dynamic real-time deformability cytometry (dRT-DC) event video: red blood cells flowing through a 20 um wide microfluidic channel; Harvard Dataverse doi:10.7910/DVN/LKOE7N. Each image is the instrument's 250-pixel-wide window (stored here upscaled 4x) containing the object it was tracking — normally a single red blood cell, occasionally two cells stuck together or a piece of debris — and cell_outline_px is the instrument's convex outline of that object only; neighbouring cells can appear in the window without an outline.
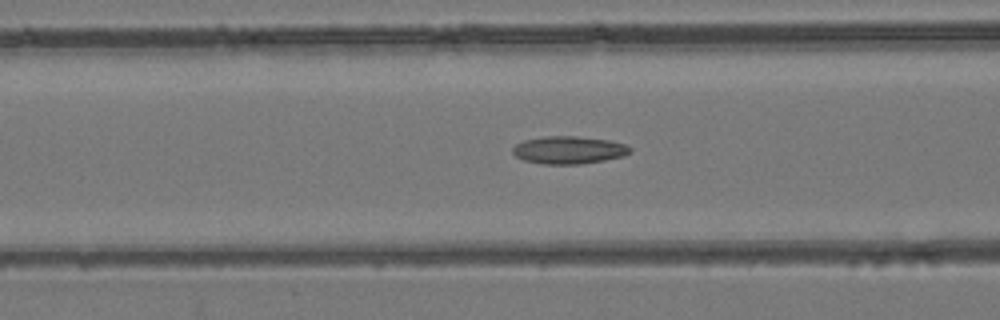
{"species": "common noctule bat (a hibernating species)", "species_latin": "Nyctalus noctula", "temperature_condition": "room temperature", "stored_images_in_passage": 54, "camera_frame_rate_fps": 3000, "um_per_image_px": 0.085, "animal": {"sex": "female", "body_mass_g": 24.6, "forearm_length_mm": 56.2}, "frame": {"image": 1, "passage_image": 22, "time_ms": 7.0, "image_size_px": [1000, 320], "cell_outline_px": [[632, 152], [624, 156], [604, 160], [580, 164], [544, 164], [524, 160], [516, 156], [512, 152], [512, 148], [516, 144], [524, 140], [544, 136], [576, 136], [608, 140], [624, 144], [632, 148]], "centroid_in_image_um": [48.35, 12.75], "position_along_channel_um": 118.2, "area_um2": 18.9}}
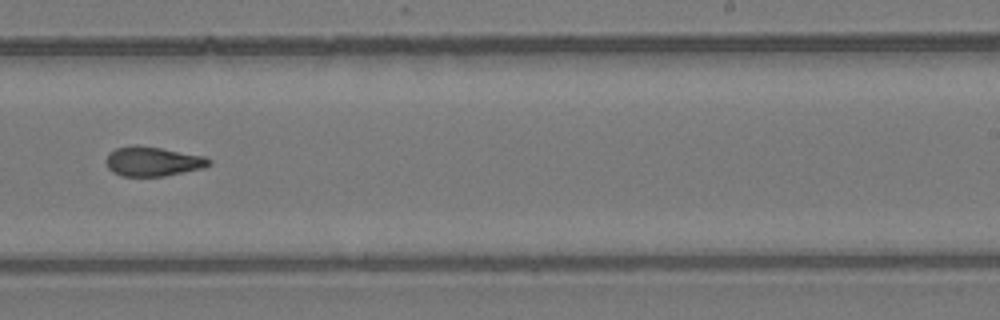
{"frame": {"image": 2, "passage_image": 34, "time_ms": 11.0, "image_size_px": [1000, 320], "cell_outline_px": [[212, 164], [204, 168], [164, 176], [120, 176], [112, 172], [108, 168], [104, 160], [108, 152], [116, 148], [136, 144], [160, 148], [204, 156], [212, 160]], "centroid_in_image_um": [12.96, 13.72], "position_along_channel_um": 276.0, "area_um2": 17.92}}
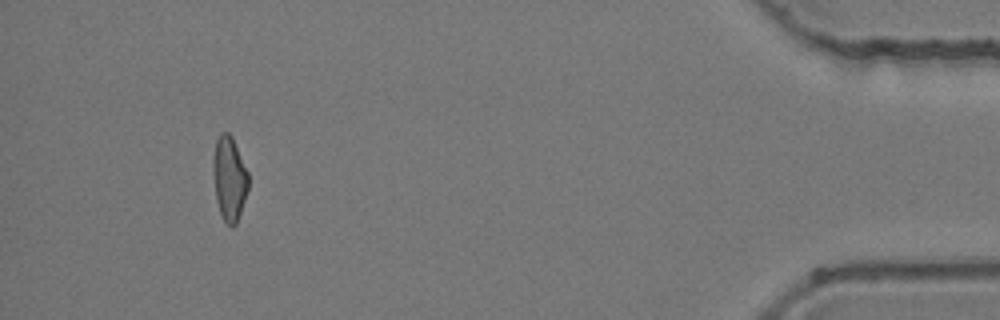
{"frame": {"image": 3, "passage_image": 50, "time_ms": 16.333, "image_size_px": [1000, 320], "cell_outline_px": [[248, 188], [236, 224], [232, 228], [224, 220], [220, 212], [216, 200], [212, 164], [212, 160], [216, 140], [220, 132], [228, 132], [232, 136], [248, 172]], "centroid_in_image_um": [19.48, 15.14], "position_along_channel_um": 415.7, "area_um2": 17.22}, "authors_computed_cell_mechanics": {"area_um2": 18.0914, "velocity_mm_per_s": 3.9423, "shape_relaxation_time_tau1_ms": null, "shape_relaxation_time_tau2_ms": 2.4473, "deformation_change_tau1": null, "deformation_change_tau2": 0.1038}}